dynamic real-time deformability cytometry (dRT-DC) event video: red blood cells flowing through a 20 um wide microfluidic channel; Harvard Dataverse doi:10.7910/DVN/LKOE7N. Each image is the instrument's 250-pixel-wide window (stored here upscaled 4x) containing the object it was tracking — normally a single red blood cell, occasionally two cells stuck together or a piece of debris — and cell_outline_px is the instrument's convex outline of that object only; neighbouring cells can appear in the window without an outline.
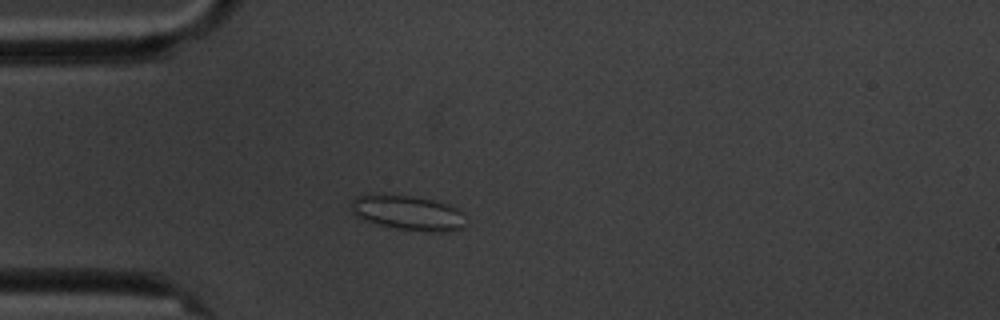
{"species": "common noctule bat (a hibernating species)", "species_latin": "Nyctalus noctula", "temperature_condition": "cold", "stored_images_in_passage": 10, "camera_frame_rate_fps": 3000, "um_per_image_px": 0.085, "animal": {"sex": "male", "body_mass_g": 20.1, "forearm_length_mm": 53.5}, "frame": {"image": 1, "passage_image": 4, "time_ms": 3.667, "image_size_px": [1000, 320], "cell_outline_px": [[464, 212], [460, 228], [448, 232], [432, 232], [396, 228], [364, 220], [356, 216], [352, 212], [352, 200], [356, 196], [372, 192], [388, 192], [436, 200], [448, 204]], "centroid_in_image_um": [34.61, 18.03], "position_along_channel_um": 50.4, "area_um2": 23.64}}
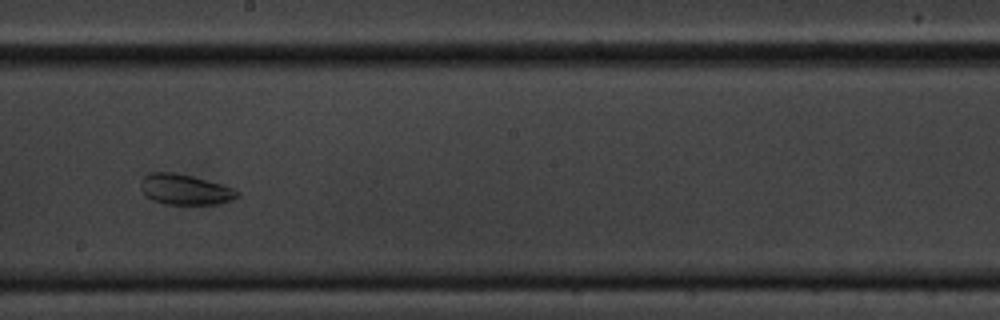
{"frame": {"image": 2, "passage_image": 9, "time_ms": 9.333, "image_size_px": [1000, 320], "cell_outline_px": [[240, 196], [232, 200], [220, 204], [164, 204], [152, 200], [144, 196], [140, 188], [140, 180], [148, 172], [172, 172], [192, 176], [236, 188], [240, 192]], "centroid_in_image_um": [15.72, 16.11], "position_along_channel_um": 232.5, "area_um2": 17.51}}
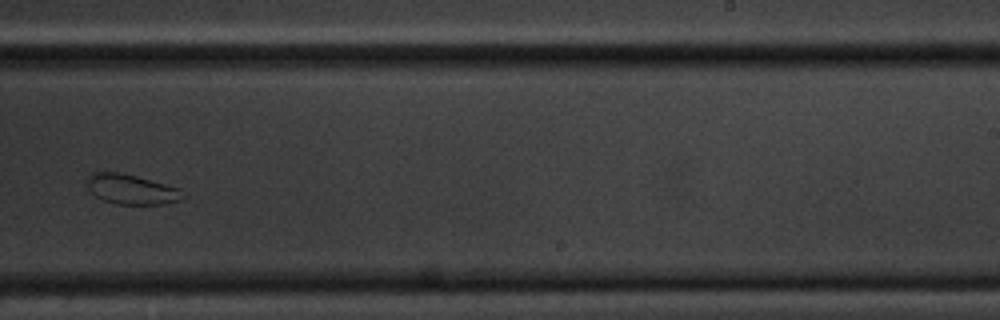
{"frame": {"image": 3, "passage_image": 10, "time_ms": 10.667, "image_size_px": [1000, 320], "cell_outline_px": [[188, 196], [180, 200], [164, 204], [116, 204], [104, 200], [96, 196], [88, 188], [88, 176], [92, 172], [120, 172], [136, 176], [180, 188]], "centroid_in_image_um": [11.22, 16.09], "position_along_channel_um": 277.8, "area_um2": 16.7}}